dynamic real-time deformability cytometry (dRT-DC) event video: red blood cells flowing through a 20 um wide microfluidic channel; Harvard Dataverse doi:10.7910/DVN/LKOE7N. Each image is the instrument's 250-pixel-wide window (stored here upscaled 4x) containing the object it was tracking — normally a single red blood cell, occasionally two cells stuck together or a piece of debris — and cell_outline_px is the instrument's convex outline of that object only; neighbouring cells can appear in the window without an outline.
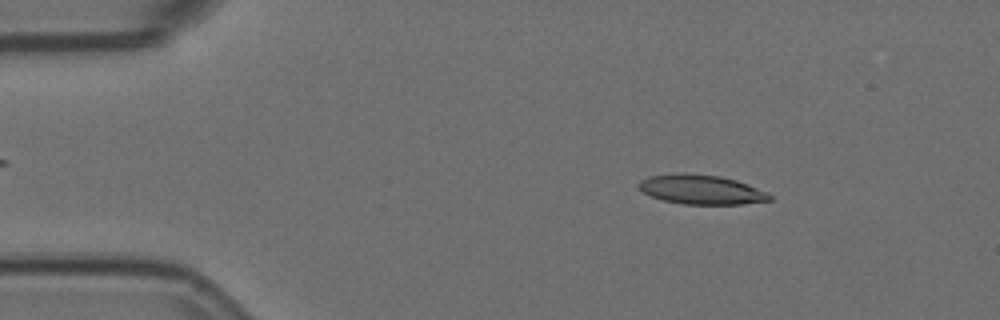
{"species": "Egyptian fruit bat (a non-hibernating species)", "species_latin": "Rousettus aegyptiacus", "temperature_condition": "room temperature", "stored_images_in_passage": 5, "camera_frame_rate_fps": 3000, "um_per_image_px": 0.085, "animal": {"sex": "female"}, "frame": {"image": 1, "passage_image": 2, "time_ms": 0.333, "image_size_px": [1000, 320], "cell_outline_px": [[772, 200], [740, 204], [684, 204], [664, 200], [652, 196], [644, 192], [636, 184], [640, 180], [652, 176], [720, 176], [736, 180], [768, 192], [772, 196]], "centroid_in_image_um": [59.69, 16.16], "position_along_channel_um": 25.3, "area_um2": 21.33}}